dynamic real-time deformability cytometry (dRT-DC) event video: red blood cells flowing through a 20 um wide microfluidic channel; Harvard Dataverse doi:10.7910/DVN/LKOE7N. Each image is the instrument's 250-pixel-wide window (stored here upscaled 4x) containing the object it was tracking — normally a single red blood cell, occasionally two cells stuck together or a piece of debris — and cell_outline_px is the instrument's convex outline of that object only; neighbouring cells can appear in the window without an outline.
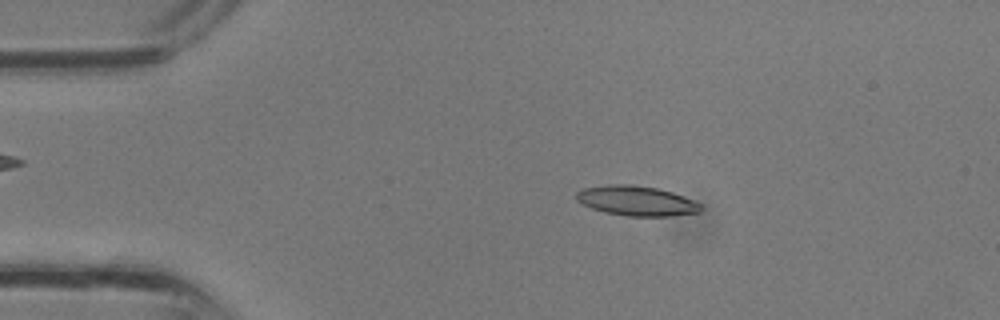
{"species": "common noctule bat (a hibernating species)", "species_latin": "Nyctalus noctula", "temperature_condition": "room temperature", "stored_images_in_passage": 35, "camera_frame_rate_fps": 3000, "um_per_image_px": 0.085, "animal": {"sex": "male", "body_mass_g": 13.3}, "frame": {"image": 1, "passage_image": 6, "time_ms": 1.667, "image_size_px": [1000, 320], "cell_outline_px": [[700, 212], [672, 216], [628, 216], [604, 212], [592, 208], [576, 200], [576, 192], [584, 188], [608, 184], [632, 184], [660, 188], [672, 192], [692, 200], [700, 204]], "centroid_in_image_um": [54.08, 17.06], "position_along_channel_um": 30.9, "area_um2": 21.62}}
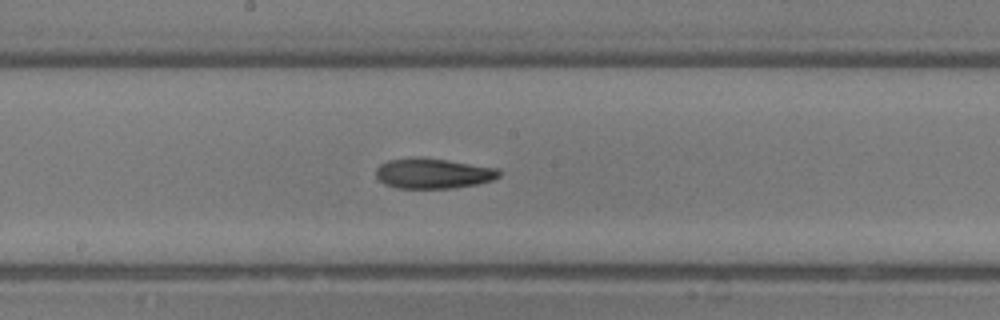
{"frame": {"image": 2, "passage_image": 18, "time_ms": 5.667, "image_size_px": [1000, 320], "cell_outline_px": [[500, 176], [492, 180], [476, 184], [456, 188], [396, 188], [384, 184], [376, 176], [376, 168], [380, 164], [388, 160], [412, 156], [420, 156], [448, 160], [496, 168], [500, 172]], "centroid_in_image_um": [36.77, 14.73], "position_along_channel_um": 211.4, "area_um2": 21.91}}
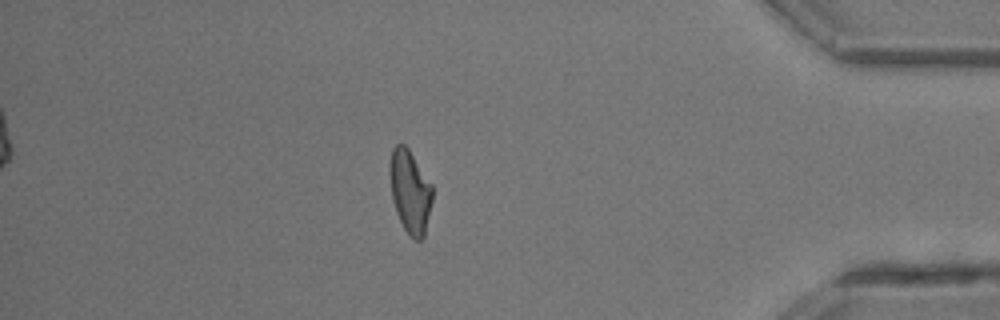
{"frame": {"image": 3, "passage_image": 30, "time_ms": 9.667, "image_size_px": [1000, 320], "cell_outline_px": [[432, 200], [424, 236], [420, 240], [416, 240], [404, 228], [396, 212], [392, 196], [388, 172], [388, 168], [392, 148], [396, 144], [404, 144], [408, 148], [432, 184]], "centroid_in_image_um": [34.84, 16.23], "position_along_channel_um": 400.4, "area_um2": 20.52}}